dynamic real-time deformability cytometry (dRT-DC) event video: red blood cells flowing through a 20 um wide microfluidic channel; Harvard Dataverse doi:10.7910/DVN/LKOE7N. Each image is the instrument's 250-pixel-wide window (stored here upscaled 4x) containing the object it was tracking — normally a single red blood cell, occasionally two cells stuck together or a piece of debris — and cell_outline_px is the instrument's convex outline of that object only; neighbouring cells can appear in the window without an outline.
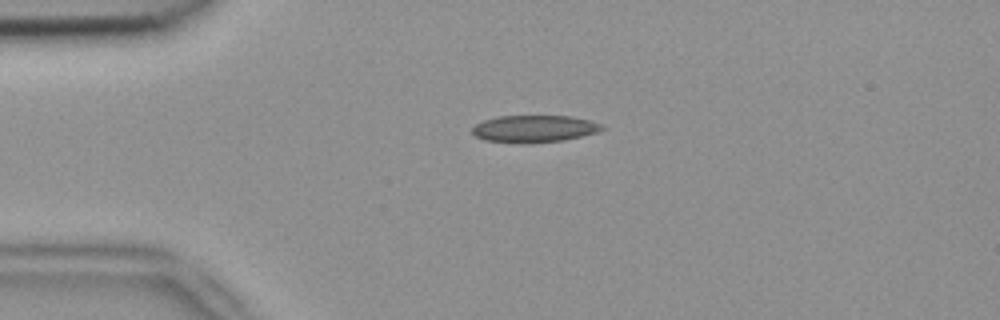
{"species": "common noctule bat (a hibernating species)", "species_latin": "Nyctalus noctula", "temperature_condition": "room temperature", "stored_images_in_passage": 7, "camera_frame_rate_fps": 3000, "um_per_image_px": 0.085, "animal": {"sex": "female", "body_mass_g": 18.4}, "frame": {"image": 1, "passage_image": 2, "time_ms": 0.333, "image_size_px": [1000, 320], "cell_outline_px": [[608, 128], [596, 132], [564, 140], [528, 144], [520, 144], [484, 140], [476, 136], [472, 132], [472, 128], [476, 124], [484, 120], [496, 116], [572, 116], [604, 124]], "centroid_in_image_um": [45.42, 10.95], "position_along_channel_um": 39.6, "area_um2": 20.75}}
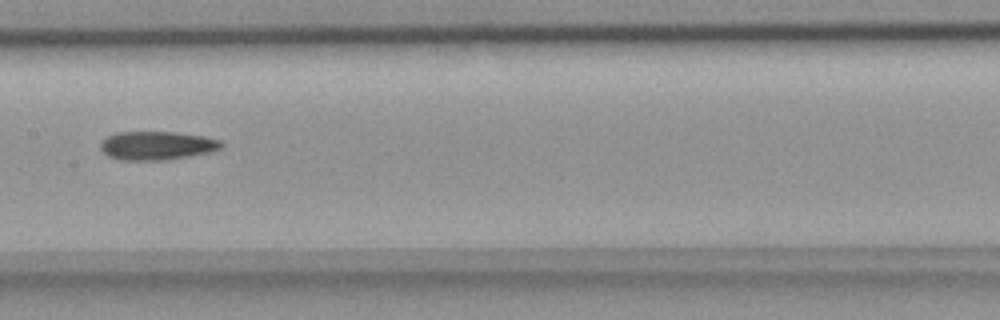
{"frame": {"image": 2, "passage_image": 6, "time_ms": 1.667, "image_size_px": [1000, 320], "cell_outline_px": [[224, 144], [220, 148], [208, 152], [188, 156], [160, 160], [120, 160], [108, 156], [100, 148], [100, 144], [108, 136], [116, 132], [176, 132], [204, 136], [220, 140]], "centroid_in_image_um": [13.32, 12.36], "position_along_channel_um": 194.1, "area_um2": 19.94}}
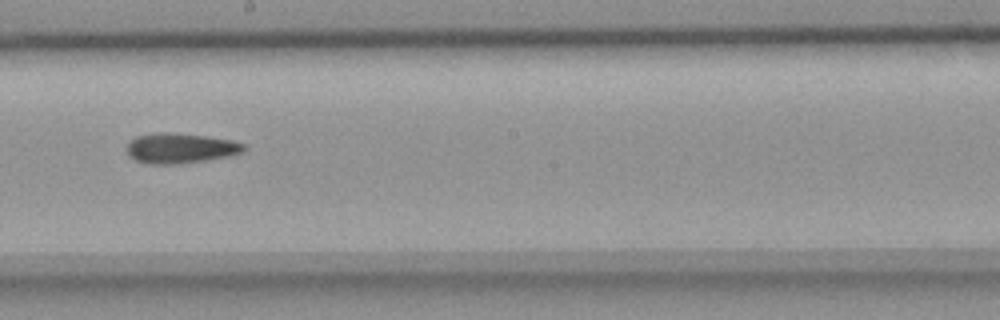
{"frame": {"image": 3, "passage_image": 7, "time_ms": 2.0, "image_size_px": [1000, 320], "cell_outline_px": [[248, 148], [244, 152], [228, 156], [204, 160], [176, 164], [148, 164], [136, 160], [128, 156], [128, 140], [136, 136], [156, 132], [168, 132], [204, 136], [232, 140], [244, 144]], "centroid_in_image_um": [15.32, 12.59], "position_along_channel_um": 232.9, "area_um2": 20.58}}